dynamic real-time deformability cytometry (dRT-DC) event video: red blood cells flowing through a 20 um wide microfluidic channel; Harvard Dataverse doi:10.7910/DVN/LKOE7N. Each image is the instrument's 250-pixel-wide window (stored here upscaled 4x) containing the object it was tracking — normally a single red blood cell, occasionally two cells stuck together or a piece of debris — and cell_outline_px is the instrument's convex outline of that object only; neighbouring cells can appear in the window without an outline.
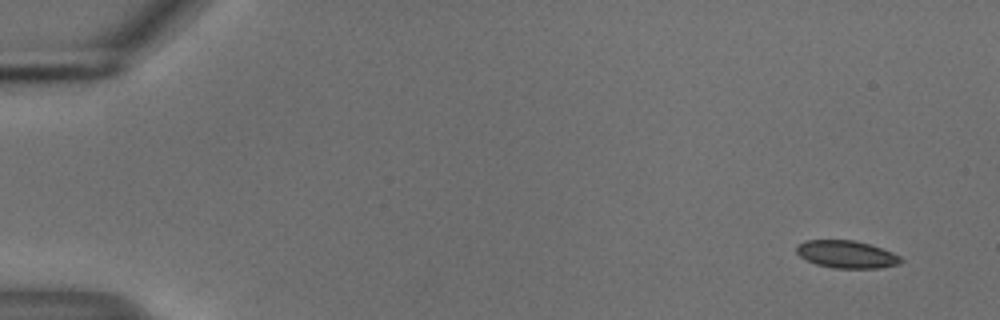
{"species": "common noctule bat (a hibernating species)", "species_latin": "Nyctalus noctula", "temperature_condition": "cold", "stored_images_in_passage": 52, "camera_frame_rate_fps": 3000, "um_per_image_px": 0.085, "animal": {"sex": "male", "body_mass_g": 18.8}, "frame": {"image": 1, "passage_image": 1, "time_ms": 0.0, "image_size_px": [1000, 320], "cell_outline_px": [[904, 260], [900, 264], [880, 268], [832, 268], [816, 264], [800, 256], [796, 252], [796, 244], [804, 240], [856, 240], [892, 252], [900, 256]], "centroid_in_image_um": [71.95, 21.62], "position_along_channel_um": 13.0, "area_um2": 16.82}}
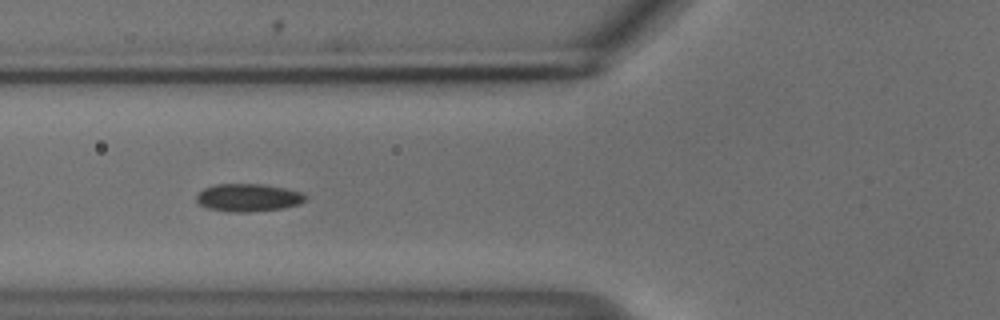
{"frame": {"image": 2, "passage_image": 19, "time_ms": 6.0, "image_size_px": [1000, 320], "cell_outline_px": [[308, 196], [300, 204], [284, 208], [248, 212], [232, 212], [208, 208], [200, 204], [196, 200], [196, 196], [204, 188], [216, 184], [260, 184], [284, 188], [300, 192]], "centroid_in_image_um": [21.1, 16.8], "position_along_channel_um": 104.7, "area_um2": 17.51}}
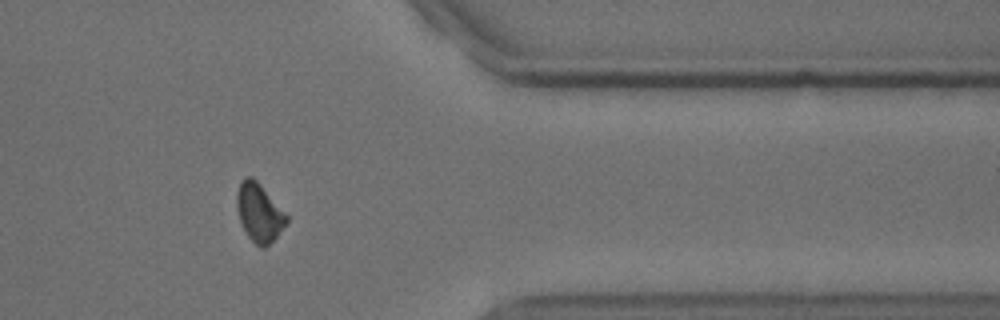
{"frame": {"image": 3, "passage_image": 43, "time_ms": 14.0, "image_size_px": [1000, 320], "cell_outline_px": [[288, 220], [276, 236], [264, 248], [260, 248], [248, 236], [240, 220], [236, 208], [236, 192], [240, 180], [244, 176], [252, 176], [260, 184], [288, 216]], "centroid_in_image_um": [21.99, 18.03], "position_along_channel_um": 389.4, "area_um2": 16.7}, "authors_computed_cell_mechanics": {"area_um2": 17.051, "velocity_mm_per_s": 3.7213, "shape_relaxation_time_tau1_ms": null, "shape_relaxation_time_tau2_ms": 8.5916, "deformation_change_tau1": null, "deformation_change_tau2": 0.1116}}